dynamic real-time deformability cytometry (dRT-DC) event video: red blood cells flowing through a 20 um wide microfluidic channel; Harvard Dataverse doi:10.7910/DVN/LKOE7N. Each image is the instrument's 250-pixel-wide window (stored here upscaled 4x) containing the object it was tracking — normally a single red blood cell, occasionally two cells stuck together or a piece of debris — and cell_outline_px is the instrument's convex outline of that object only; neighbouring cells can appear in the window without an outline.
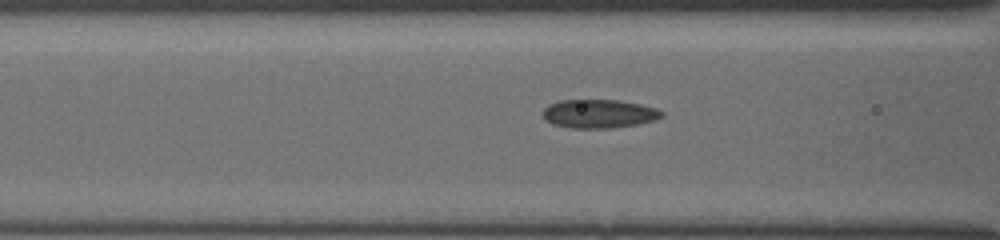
{"species": "common noctule bat (a hibernating species)", "species_latin": "Nyctalus noctula", "temperature_condition": "cold", "stored_images_in_passage": 24, "camera_frame_rate_fps": 3000, "um_per_image_px": 0.085, "animal": {"sex": "female", "body_mass_g": 19.5, "forearm_length_mm": 54.1}, "frame": {"image": 1, "passage_image": 7, "time_ms": 1.333, "image_size_px": [1000, 240], "cell_outline_px": [[664, 116], [656, 120], [636, 124], [612, 128], [568, 128], [552, 124], [544, 120], [540, 112], [548, 104], [560, 100], [616, 100], [640, 104], [656, 108], [664, 112]], "centroid_in_image_um": [50.86, 9.67], "position_along_channel_um": 115.7, "area_um2": 20.11}}
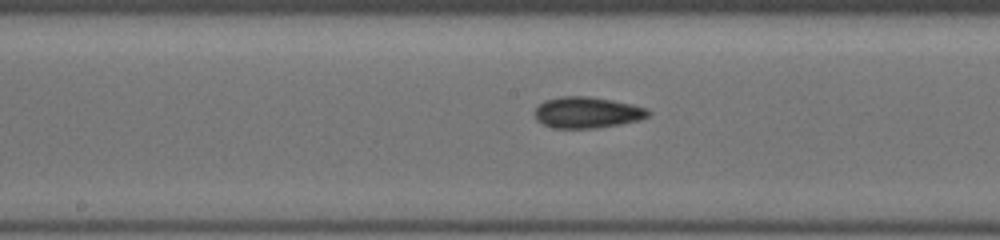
{"frame": {"image": 2, "passage_image": 16, "time_ms": 3.333, "image_size_px": [1000, 240], "cell_outline_px": [[652, 112], [648, 116], [640, 120], [620, 124], [596, 128], [552, 128], [536, 120], [536, 108], [544, 100], [560, 96], [584, 96], [612, 100], [632, 104], [644, 108]], "centroid_in_image_um": [49.9, 9.56], "position_along_channel_um": 198.3, "area_um2": 20.52}}
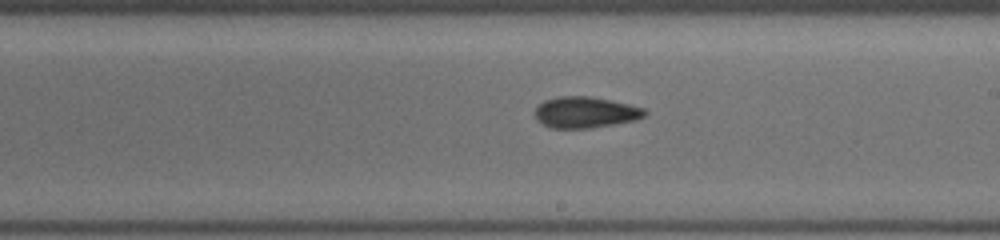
{"frame": {"image": 3, "passage_image": 21, "time_ms": 4.333, "image_size_px": [1000, 240], "cell_outline_px": [[648, 112], [644, 116], [636, 120], [588, 128], [552, 128], [536, 120], [536, 108], [544, 100], [560, 96], [584, 96], [608, 100], [644, 108]], "centroid_in_image_um": [49.74, 9.55], "position_along_channel_um": 239.3, "area_um2": 19.54}}